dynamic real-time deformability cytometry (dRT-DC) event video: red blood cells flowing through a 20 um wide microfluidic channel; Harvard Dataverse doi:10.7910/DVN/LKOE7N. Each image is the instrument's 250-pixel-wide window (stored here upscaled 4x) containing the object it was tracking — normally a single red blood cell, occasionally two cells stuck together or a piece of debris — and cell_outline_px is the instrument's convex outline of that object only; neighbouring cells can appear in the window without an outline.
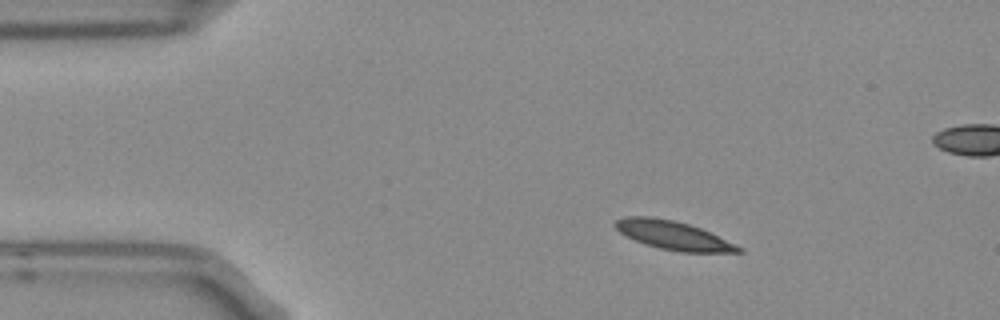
{"species": "Egyptian fruit bat (a non-hibernating species)", "species_latin": "Rousettus aegyptiacus", "temperature_condition": "room temperature", "stored_images_in_passage": 9, "camera_frame_rate_fps": 3000, "um_per_image_px": 0.085, "frame": {"image": 1, "passage_image": 2, "time_ms": 0.333, "image_size_px": [1000, 320], "cell_outline_px": [[744, 252], [680, 252], [660, 248], [644, 244], [620, 232], [612, 224], [616, 220], [624, 216], [652, 216], [676, 220], [700, 228], [744, 248]], "centroid_in_image_um": [57.21, 19.99], "position_along_channel_um": 27.8, "area_um2": 20.52}}